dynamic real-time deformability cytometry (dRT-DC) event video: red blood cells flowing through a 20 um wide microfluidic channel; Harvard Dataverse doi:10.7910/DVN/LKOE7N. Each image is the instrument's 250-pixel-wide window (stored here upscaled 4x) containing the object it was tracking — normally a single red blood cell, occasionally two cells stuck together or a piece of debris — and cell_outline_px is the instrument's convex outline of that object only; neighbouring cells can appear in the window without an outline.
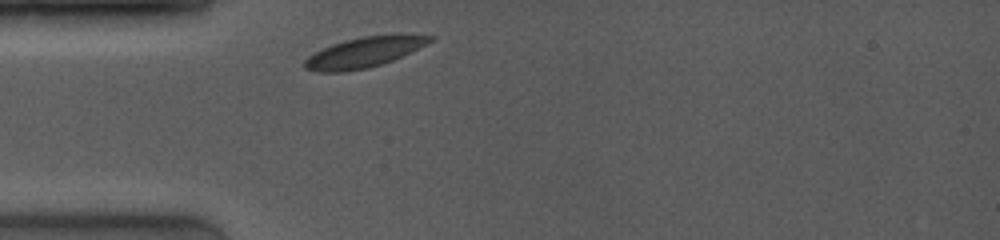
{"species": "common noctule bat (a hibernating species)", "species_latin": "Nyctalus noctula", "temperature_condition": "room temperature", "stored_images_in_passage": 22, "camera_frame_rate_fps": 4000, "um_per_image_px": 0.085, "animal": {"sex": "female", "body_mass_g": 19.0, "forearm_length_mm": 53.3}, "frame": {"image": 1, "passage_image": 1, "time_ms": 0.0, "image_size_px": [1000, 240], "cell_outline_px": [[436, 36], [432, 40], [392, 60], [368, 68], [344, 72], [316, 72], [304, 68], [304, 60], [308, 56], [332, 44], [344, 40], [364, 36]], "centroid_in_image_um": [30.8, 4.49], "position_along_channel_um": 54.2, "area_um2": 21.21}}
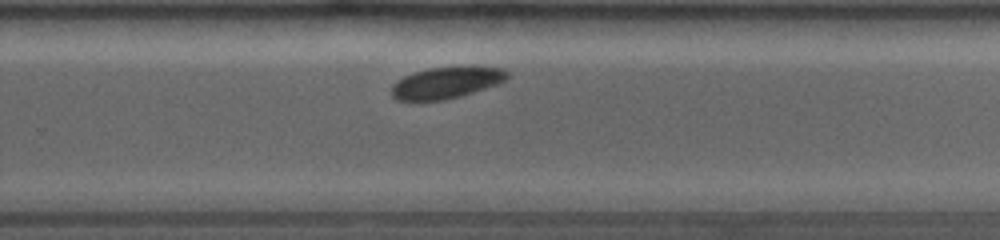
{"frame": {"image": 2, "passage_image": 14, "time_ms": 6.25, "image_size_px": [1000, 240], "cell_outline_px": [[508, 76], [504, 80], [496, 84], [460, 96], [444, 100], [396, 100], [392, 96], [392, 84], [404, 76], [428, 68], [452, 64], [472, 64], [500, 68], [508, 72]], "centroid_in_image_um": [37.95, 6.97], "position_along_channel_um": 291.8, "area_um2": 21.73}}
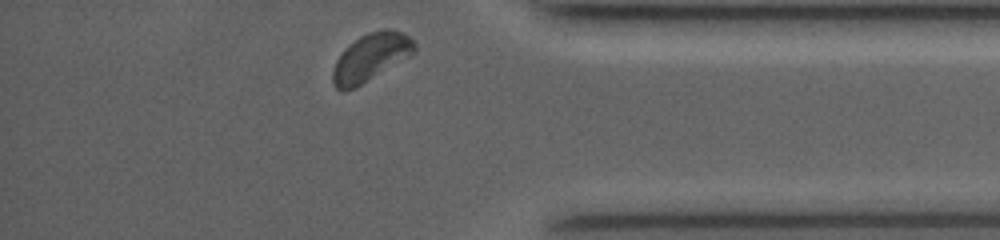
{"frame": {"image": 3, "passage_image": 22, "time_ms": 9.25, "image_size_px": [1000, 240], "cell_outline_px": [[416, 52], [412, 56], [356, 88], [344, 92], [340, 92], [336, 88], [332, 80], [332, 72], [336, 60], [344, 48], [348, 44], [360, 36], [368, 32], [384, 28], [388, 28], [404, 32], [416, 44]], "centroid_in_image_um": [31.53, 4.88], "position_along_channel_um": 403.7, "area_um2": 23.35}, "authors_computed_cell_mechanics": {"area_um2": 22.1085, "velocity_mm_per_s": 3.9305, "shape_relaxation_time_tau1_ms": 2.8867, "shape_relaxation_time_tau2_ms": null, "deformation_change_tau1": 0.1027, "deformation_change_tau2": null}}